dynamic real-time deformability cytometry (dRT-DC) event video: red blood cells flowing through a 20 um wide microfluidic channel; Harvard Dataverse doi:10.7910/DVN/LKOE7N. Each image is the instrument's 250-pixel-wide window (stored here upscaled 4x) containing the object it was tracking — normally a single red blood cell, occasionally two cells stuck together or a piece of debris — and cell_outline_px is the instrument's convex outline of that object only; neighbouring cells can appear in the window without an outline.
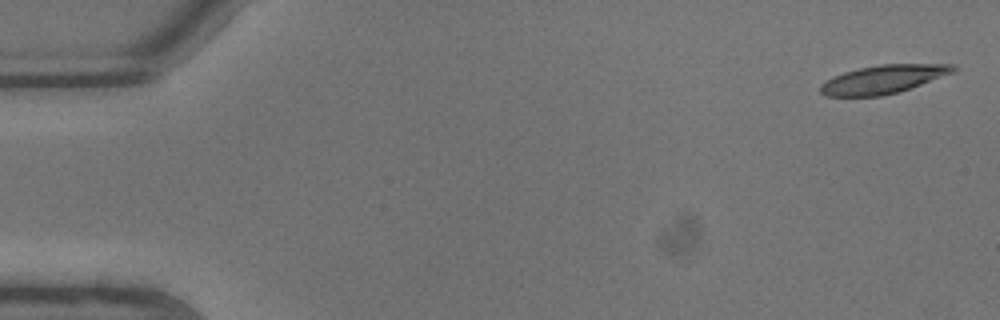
{"species": "common noctule bat (a hibernating species)", "species_latin": "Nyctalus noctula", "temperature_condition": "warm", "stored_images_in_passage": 9, "camera_frame_rate_fps": 3000, "um_per_image_px": 0.085, "animal": {"sex": "male", "body_mass_g": 13.3}, "frame": {"image": 1, "passage_image": 1, "time_ms": 0.0, "image_size_px": [1000, 320], "cell_outline_px": [[956, 68], [952, 72], [900, 92], [880, 96], [824, 96], [820, 92], [820, 84], [844, 72], [860, 68], [880, 64], [956, 64]], "centroid_in_image_um": [75.06, 6.74], "position_along_channel_um": 9.9, "area_um2": 21.68}}
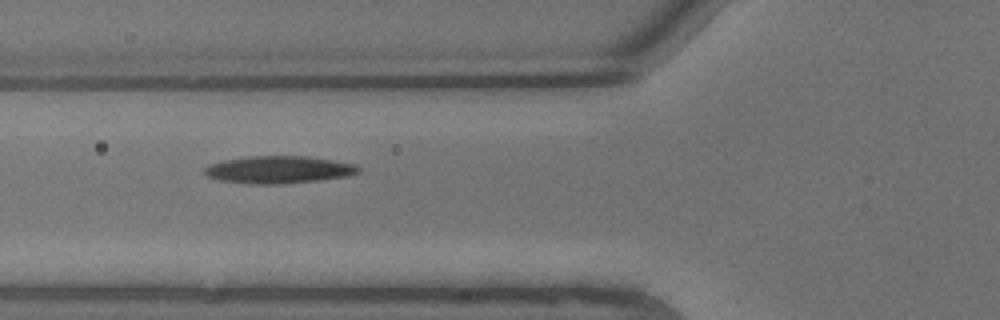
{"frame": {"image": 2, "passage_image": 8, "time_ms": 2.333, "image_size_px": [1000, 320], "cell_outline_px": [[360, 172], [348, 176], [320, 180], [280, 184], [248, 184], [220, 180], [208, 176], [204, 172], [204, 168], [208, 164], [224, 160], [252, 156], [304, 156], [332, 160], [356, 164], [360, 168]], "centroid_in_image_um": [23.7, 14.42], "position_along_channel_um": 102.1, "area_um2": 24.57}}
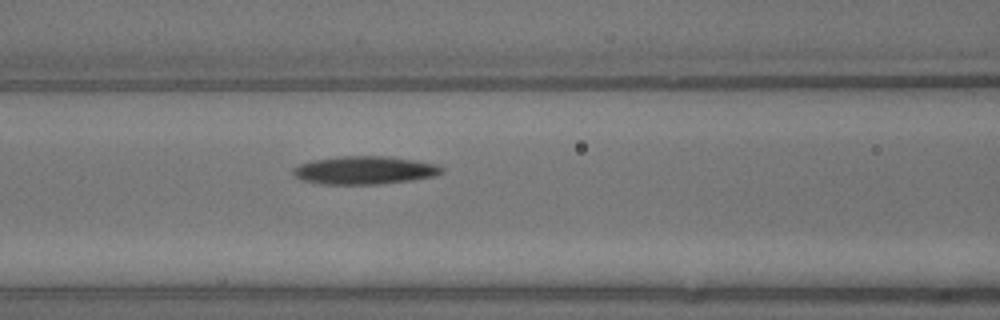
{"frame": {"image": 3, "passage_image": 9, "time_ms": 2.667, "image_size_px": [1000, 320], "cell_outline_px": [[444, 172], [436, 176], [412, 180], [380, 184], [320, 184], [300, 180], [292, 172], [292, 168], [300, 164], [312, 160], [340, 156], [384, 156], [412, 160], [436, 164], [444, 168]], "centroid_in_image_um": [30.97, 14.47], "position_along_channel_um": 135.6, "area_um2": 24.39}}